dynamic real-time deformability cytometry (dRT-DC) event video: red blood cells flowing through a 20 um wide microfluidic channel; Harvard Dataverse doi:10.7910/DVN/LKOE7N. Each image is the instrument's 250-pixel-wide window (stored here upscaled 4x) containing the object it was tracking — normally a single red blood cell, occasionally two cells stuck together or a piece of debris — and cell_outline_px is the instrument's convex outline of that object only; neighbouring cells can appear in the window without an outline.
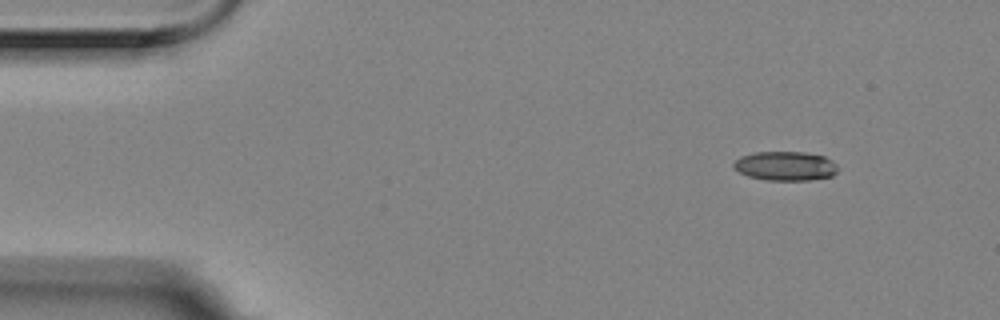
{"species": "Egyptian fruit bat (a non-hibernating species)", "species_latin": "Rousettus aegyptiacus", "temperature_condition": "room temperature", "stored_images_in_passage": 4, "camera_frame_rate_fps": 3000, "um_per_image_px": 0.085, "animal": {"sex": "female"}, "frame": {"image": 1, "passage_image": 1, "time_ms": 0.0, "image_size_px": [1000, 320], "cell_outline_px": [[836, 172], [832, 176], [812, 180], [768, 180], [748, 176], [732, 168], [732, 164], [740, 156], [756, 152], [804, 152], [824, 156], [832, 160], [836, 164]], "centroid_in_image_um": [66.74, 14.11], "position_along_channel_um": 18.3, "area_um2": 17.74}}
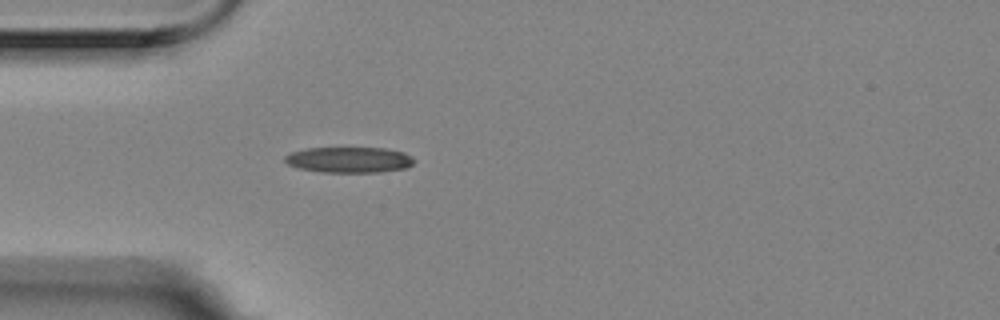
{"frame": {"image": 2, "passage_image": 4, "time_ms": 1.0, "image_size_px": [1000, 320], "cell_outline_px": [[416, 160], [412, 164], [404, 168], [380, 172], [320, 172], [300, 168], [288, 164], [284, 160], [284, 156], [292, 152], [308, 148], [384, 148], [404, 152], [412, 156]], "centroid_in_image_um": [29.69, 13.58], "position_along_channel_um": 55.3, "area_um2": 19.31}}